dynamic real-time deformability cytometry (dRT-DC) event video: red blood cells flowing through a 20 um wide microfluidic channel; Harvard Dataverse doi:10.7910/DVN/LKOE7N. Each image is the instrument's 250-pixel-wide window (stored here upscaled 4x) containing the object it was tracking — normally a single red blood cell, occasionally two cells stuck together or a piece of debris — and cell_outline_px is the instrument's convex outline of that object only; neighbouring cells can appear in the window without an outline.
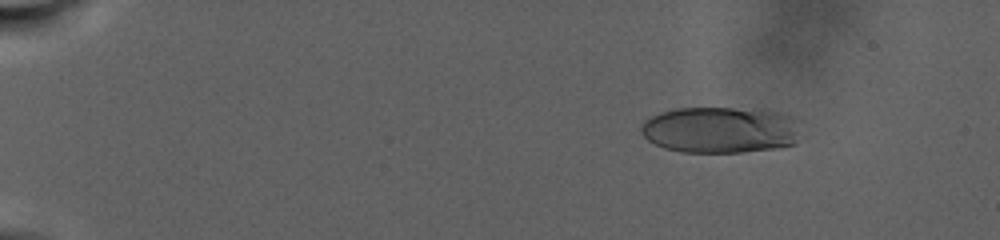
{"species": "human", "species_latin": "Homo sapiens", "temperature_condition": "warm", "stored_images_in_passage": 65, "camera_frame_rate_fps": 3000, "um_per_image_px": 0.085, "donor": {"sex": "male"}, "frame": {"image": 1, "passage_image": 6, "time_ms": 2.667, "image_size_px": [1000, 240], "cell_outline_px": [[800, 120], [792, 144], [772, 148], [740, 152], [680, 152], [664, 148], [648, 140], [640, 132], [640, 128], [644, 120], [660, 112], [676, 108], [732, 108], [780, 112], [792, 116]], "centroid_in_image_um": [61.17, 11.03], "position_along_channel_um": 23.8, "area_um2": 42.89}}
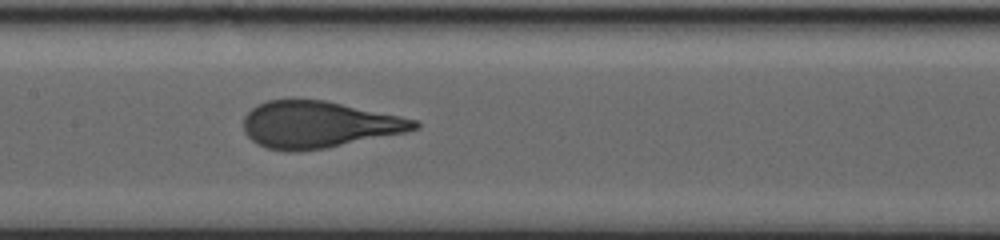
{"frame": {"image": 2, "passage_image": 29, "time_ms": 15.333, "image_size_px": [1000, 240], "cell_outline_px": [[420, 128], [404, 132], [324, 148], [296, 152], [288, 152], [268, 148], [256, 144], [244, 132], [244, 116], [256, 104], [268, 100], [292, 96], [324, 100], [400, 116], [416, 120], [420, 124]], "centroid_in_image_um": [27.0, 10.55], "position_along_channel_um": 180.4, "area_um2": 46.88}}
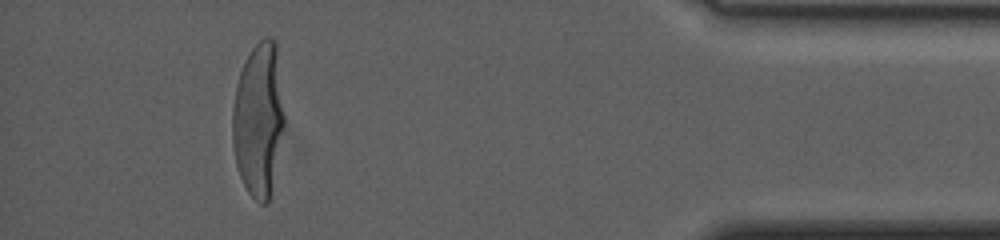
{"frame": {"image": 3, "passage_image": 56, "time_ms": 27.667, "image_size_px": [1000, 240], "cell_outline_px": [[284, 124], [272, 188], [268, 204], [260, 204], [248, 192], [240, 176], [236, 164], [232, 144], [232, 108], [236, 84], [244, 60], [252, 48], [264, 36], [268, 36], [276, 40], [284, 116]], "centroid_in_image_um": [21.96, 10.14], "position_along_channel_um": 413.2, "area_um2": 46.7}, "authors_computed_cell_mechanics": {"area_um2": 45.5464, "velocity_mm_per_s": 2.2513, "shape_relaxation_time_tau1_ms": 7.9797, "shape_relaxation_time_tau2_ms": null, "deformation_change_tau1": 0.2674, "deformation_change_tau2": null}}